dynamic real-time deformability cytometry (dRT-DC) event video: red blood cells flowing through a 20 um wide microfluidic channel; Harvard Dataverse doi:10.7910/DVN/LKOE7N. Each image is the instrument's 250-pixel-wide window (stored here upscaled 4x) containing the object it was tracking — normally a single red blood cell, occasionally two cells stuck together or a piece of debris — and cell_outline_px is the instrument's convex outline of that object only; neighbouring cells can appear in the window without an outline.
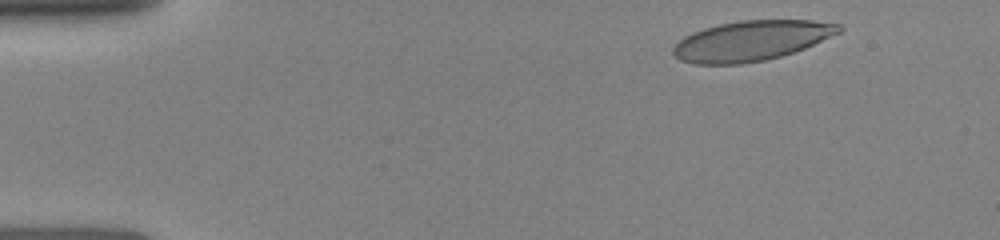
{"species": "human", "species_latin": "Homo sapiens", "temperature_condition": "room temperature", "stored_images_in_passage": 23, "camera_frame_rate_fps": 3000, "um_per_image_px": 0.085, "donor": {"sex": "female"}, "frame": {"image": 1, "passage_image": 2, "time_ms": 0.667, "image_size_px": [1000, 240], "cell_outline_px": [[844, 28], [840, 32], [804, 48], [780, 56], [764, 60], [740, 64], [692, 64], [680, 60], [672, 52], [672, 48], [684, 36], [692, 32], [704, 28], [720, 24], [740, 20], [812, 20], [840, 24]], "centroid_in_image_um": [63.84, 3.46], "position_along_channel_um": 21.2, "area_um2": 38.55}}
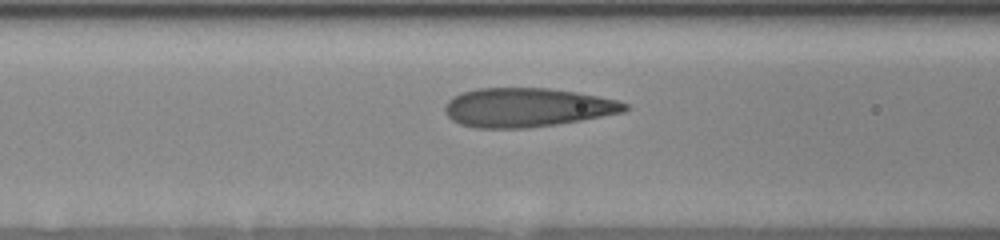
{"frame": {"image": 2, "passage_image": 14, "time_ms": 5.333, "image_size_px": [1000, 240], "cell_outline_px": [[628, 108], [624, 112], [580, 120], [556, 124], [528, 128], [472, 128], [460, 124], [452, 120], [444, 112], [444, 108], [448, 100], [452, 96], [460, 92], [480, 88], [548, 88], [576, 92], [616, 100], [628, 104]], "centroid_in_image_um": [44.74, 9.14], "position_along_channel_um": 121.9, "area_um2": 40.86}}
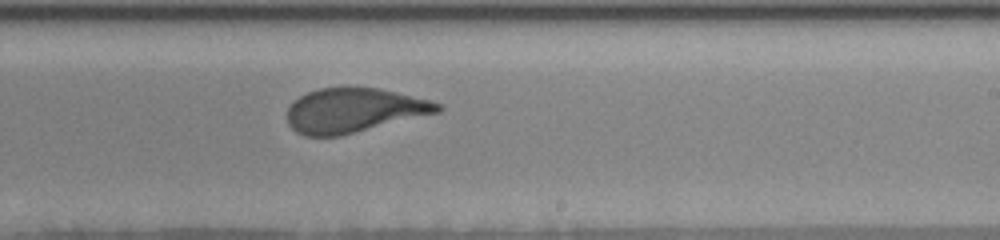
{"frame": {"image": 3, "passage_image": 23, "time_ms": 8.667, "image_size_px": [1000, 240], "cell_outline_px": [[444, 108], [440, 112], [340, 136], [304, 136], [296, 132], [288, 124], [288, 108], [300, 96], [308, 92], [320, 88], [344, 84], [348, 84], [380, 88], [428, 100], [440, 104]], "centroid_in_image_um": [30.07, 9.35], "position_along_channel_um": 258.9, "area_um2": 39.48}}